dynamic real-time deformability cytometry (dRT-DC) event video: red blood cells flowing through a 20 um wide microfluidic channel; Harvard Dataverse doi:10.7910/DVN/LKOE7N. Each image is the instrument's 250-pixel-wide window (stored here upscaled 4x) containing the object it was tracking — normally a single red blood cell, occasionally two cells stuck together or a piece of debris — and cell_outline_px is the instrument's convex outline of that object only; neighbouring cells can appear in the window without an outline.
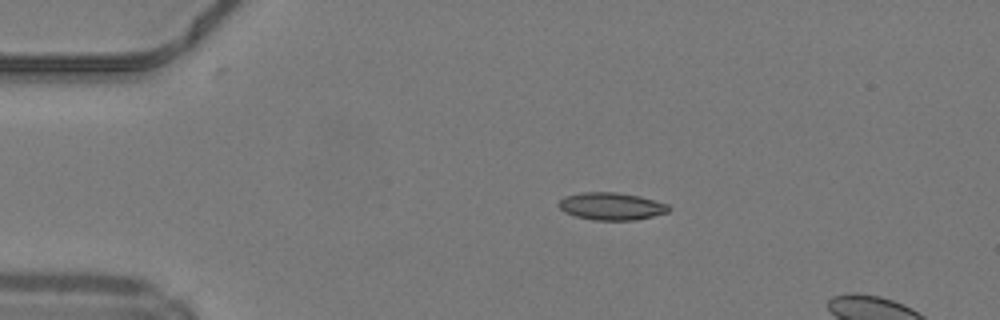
{"species": "common noctule bat (a hibernating species)", "species_latin": "Nyctalus noctula", "temperature_condition": "warm", "stored_images_in_passage": 6, "camera_frame_rate_fps": 3000, "um_per_image_px": 0.085, "animal": {"sex": "male", "body_mass_g": 19.2, "forearm_length_mm": 51.8}, "frame": {"image": 1, "passage_image": 1, "time_ms": 0.0, "image_size_px": [1000, 320], "cell_outline_px": [[672, 208], [668, 212], [636, 220], [592, 220], [576, 216], [564, 212], [556, 204], [564, 196], [580, 192], [616, 192], [640, 196], [668, 204]], "centroid_in_image_um": [51.95, 17.53], "position_along_channel_um": 33.0, "area_um2": 17.74}}